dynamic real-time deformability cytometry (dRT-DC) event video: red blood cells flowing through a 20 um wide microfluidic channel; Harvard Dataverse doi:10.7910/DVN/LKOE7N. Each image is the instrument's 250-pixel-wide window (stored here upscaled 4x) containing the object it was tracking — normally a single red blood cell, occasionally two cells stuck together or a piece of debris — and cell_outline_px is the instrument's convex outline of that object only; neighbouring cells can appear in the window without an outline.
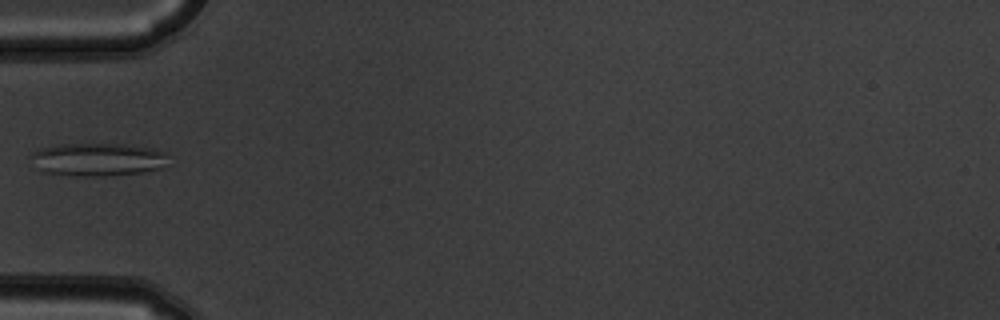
{"species": "common noctule bat (a hibernating species)", "species_latin": "Nyctalus noctula", "temperature_condition": "warm", "stored_images_in_passage": 3, "camera_frame_rate_fps": 3000, "um_per_image_px": 0.085, "animal": {"sex": "male", "body_mass_g": 19.5, "forearm_length_mm": 54.6}, "frame": {"image": 1, "passage_image": 2, "time_ms": 0.333, "image_size_px": [1000, 320], "cell_outline_px": [[168, 152], [160, 168], [140, 172], [104, 176], [76, 176], [44, 172], [28, 156], [32, 152], [40, 148], [60, 144], [136, 144], [156, 148]], "centroid_in_image_um": [8.31, 13.53], "position_along_channel_um": 76.7, "area_um2": 26.47}}
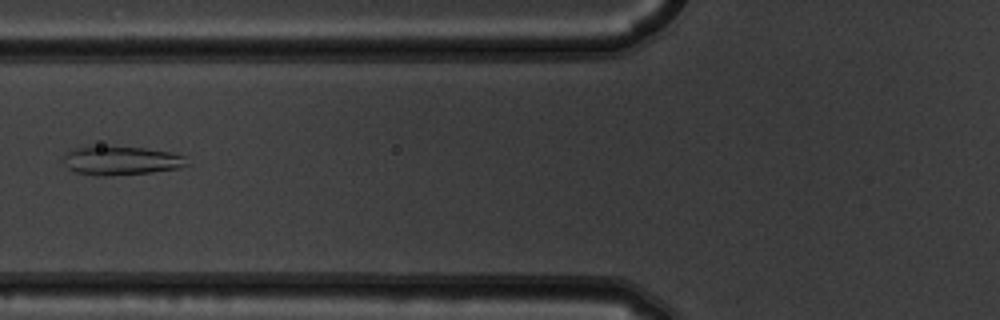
{"frame": {"image": 2, "passage_image": 3, "time_ms": 0.667, "image_size_px": [1000, 320], "cell_outline_px": [[192, 164], [180, 168], [152, 172], [104, 176], [96, 176], [76, 172], [68, 168], [64, 164], [64, 156], [68, 152], [76, 148], [100, 144], [144, 148], [168, 152], [184, 156]], "centroid_in_image_um": [10.3, 13.63], "position_along_channel_um": 115.5, "area_um2": 21.15}}